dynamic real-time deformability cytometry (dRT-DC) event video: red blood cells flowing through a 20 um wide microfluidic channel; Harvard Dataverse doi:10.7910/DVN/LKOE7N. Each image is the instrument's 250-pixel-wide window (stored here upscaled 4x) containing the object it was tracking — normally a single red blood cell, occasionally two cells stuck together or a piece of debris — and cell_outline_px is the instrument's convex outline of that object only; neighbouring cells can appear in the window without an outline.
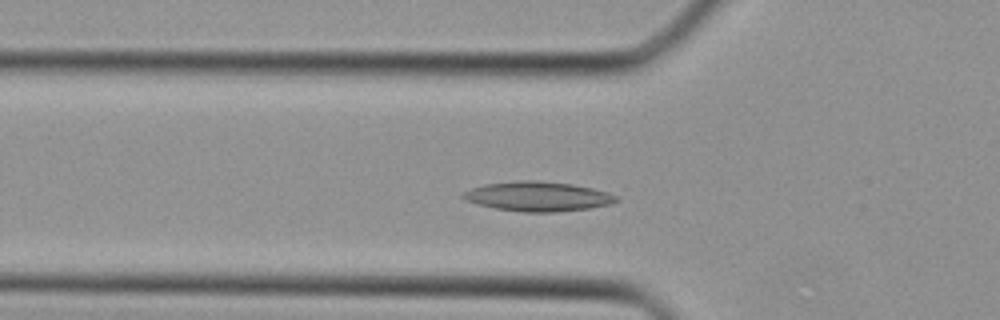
{"species": "Egyptian fruit bat (a non-hibernating species)", "species_latin": "Rousettus aegyptiacus", "temperature_condition": "cold", "stored_images_in_passage": 35, "camera_frame_rate_fps": 3000, "um_per_image_px": 0.085, "animal": {"sex": "female"}, "frame": {"image": 1, "passage_image": 9, "time_ms": 2.667, "image_size_px": [1000, 320], "cell_outline_px": [[620, 200], [612, 204], [588, 208], [556, 212], [524, 212], [496, 208], [476, 204], [464, 200], [460, 196], [464, 192], [472, 188], [484, 184], [516, 180], [536, 180], [572, 184], [592, 188], [608, 192], [616, 196]], "centroid_in_image_um": [45.71, 16.69], "position_along_channel_um": 80.1, "area_um2": 26.53}}
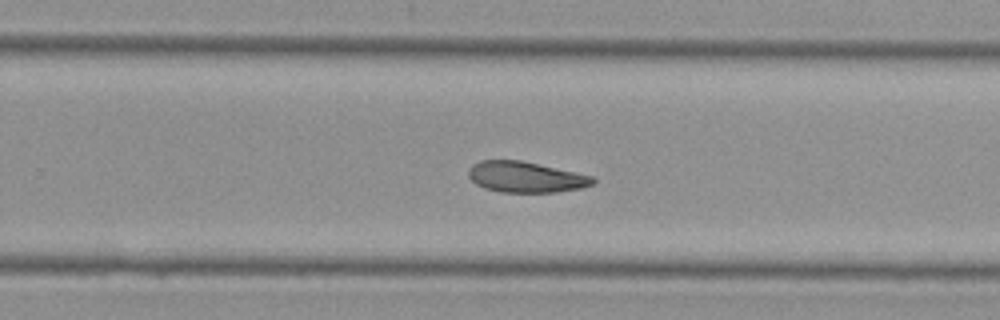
{"frame": {"image": 2, "passage_image": 21, "time_ms": 6.667, "image_size_px": [1000, 320], "cell_outline_px": [[596, 180], [592, 184], [580, 188], [556, 192], [500, 192], [484, 188], [476, 184], [468, 176], [468, 168], [472, 164], [480, 160], [520, 160], [596, 176]], "centroid_in_image_um": [44.68, 15.04], "position_along_channel_um": 285.1, "area_um2": 22.48}}
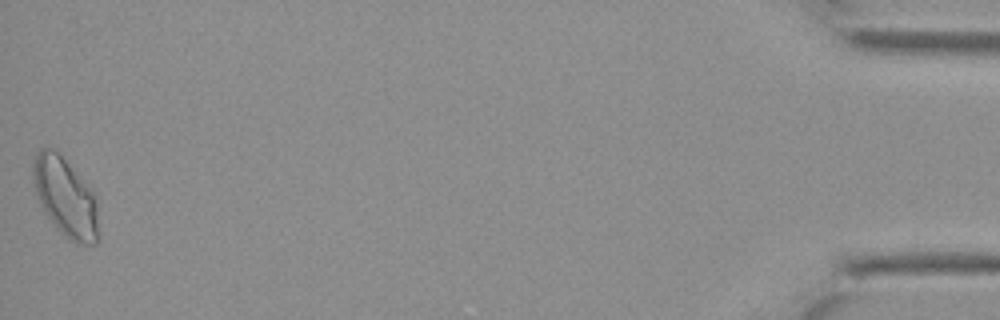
{"frame": {"image": 3, "passage_image": 35, "time_ms": 11.333, "image_size_px": [1000, 320], "cell_outline_px": [[100, 240], [96, 244], [76, 244], [68, 240], [56, 228], [44, 212], [36, 192], [32, 176], [32, 160], [36, 152], [40, 148], [52, 148], [68, 164], [100, 200]], "centroid_in_image_um": [5.62, 16.85], "position_along_channel_um": 429.6, "area_um2": 30.81}}